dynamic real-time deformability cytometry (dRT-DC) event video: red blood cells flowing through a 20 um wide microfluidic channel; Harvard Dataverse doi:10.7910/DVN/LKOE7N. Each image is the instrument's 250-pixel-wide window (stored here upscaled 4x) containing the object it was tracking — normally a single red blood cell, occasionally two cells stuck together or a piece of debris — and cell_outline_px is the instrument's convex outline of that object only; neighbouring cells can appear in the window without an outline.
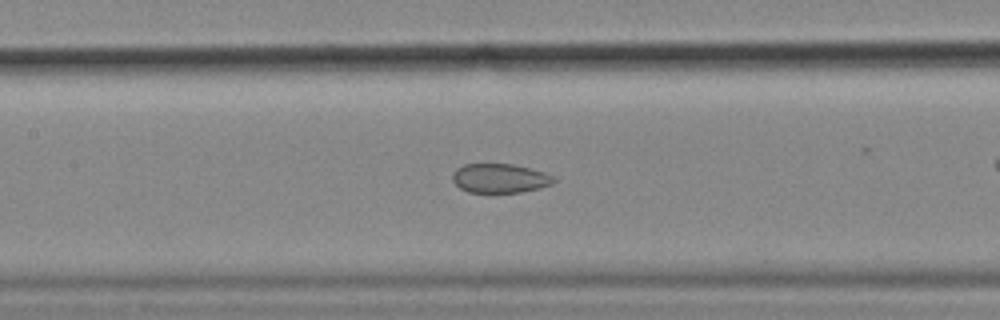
{"species": "common noctule bat (a hibernating species)", "species_latin": "Nyctalus noctula", "temperature_condition": "cold", "stored_images_in_passage": 45, "camera_frame_rate_fps": 3000, "um_per_image_px": 0.085, "animal": {"sex": "female", "body_mass_g": 18.4}, "frame": {"image": 1, "passage_image": 20, "time_ms": 6.333, "image_size_px": [1000, 320], "cell_outline_px": [[556, 180], [552, 184], [540, 188], [520, 192], [492, 196], [488, 196], [468, 192], [460, 188], [452, 180], [452, 176], [456, 168], [464, 164], [512, 164], [544, 172], [552, 176]], "centroid_in_image_um": [42.45, 15.21], "position_along_channel_um": 165.0, "area_um2": 17.92}}